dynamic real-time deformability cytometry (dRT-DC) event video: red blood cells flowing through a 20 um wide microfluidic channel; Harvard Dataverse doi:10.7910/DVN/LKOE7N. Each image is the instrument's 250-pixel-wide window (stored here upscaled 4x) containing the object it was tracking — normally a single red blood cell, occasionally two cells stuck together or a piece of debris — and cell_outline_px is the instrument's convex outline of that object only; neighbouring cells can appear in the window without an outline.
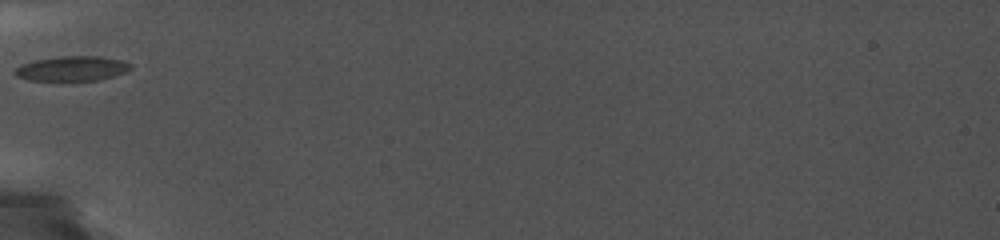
{"species": "common noctule bat (a hibernating species)", "species_latin": "Nyctalus noctula", "temperature_condition": "cold", "stored_images_in_passage": 36, "camera_frame_rate_fps": 5000, "um_per_image_px": 0.085, "animal": {"sex": "female", "body_mass_g": 19.0, "forearm_length_mm": 56.7}, "frame": {"image": 1, "passage_image": 1, "time_ms": 0.0, "image_size_px": [1000, 240], "cell_outline_px": [[132, 68], [124, 72], [112, 76], [96, 80], [64, 84], [60, 84], [28, 80], [16, 76], [16, 68], [20, 64], [36, 60], [60, 56], [100, 56], [120, 60], [132, 64]], "centroid_in_image_um": [6.07, 5.88], "position_along_channel_um": 78.9, "area_um2": 17.51}}